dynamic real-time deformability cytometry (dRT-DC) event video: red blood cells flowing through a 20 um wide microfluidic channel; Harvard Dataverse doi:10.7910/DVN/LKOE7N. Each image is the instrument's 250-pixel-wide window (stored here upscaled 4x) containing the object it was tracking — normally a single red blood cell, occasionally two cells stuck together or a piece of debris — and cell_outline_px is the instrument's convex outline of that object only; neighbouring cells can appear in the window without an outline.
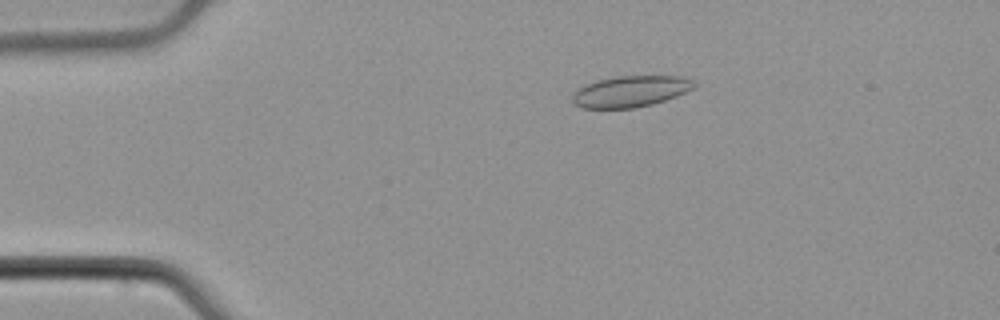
{"species": "common noctule bat (a hibernating species)", "species_latin": "Nyctalus noctula", "temperature_condition": "cold", "stored_images_in_passage": 54, "camera_frame_rate_fps": 3000, "um_per_image_px": 0.085, "animal": {"sex": "male", "body_mass_g": 21.5, "forearm_length_mm": 52.0}, "frame": {"image": 1, "passage_image": 11, "time_ms": 3.333, "image_size_px": [1000, 320], "cell_outline_px": [[696, 84], [692, 88], [676, 96], [652, 104], [632, 108], [580, 108], [572, 100], [572, 92], [596, 80], [616, 76], [684, 76], [692, 80]], "centroid_in_image_um": [53.57, 7.76], "position_along_channel_um": 31.4, "area_um2": 21.96}}
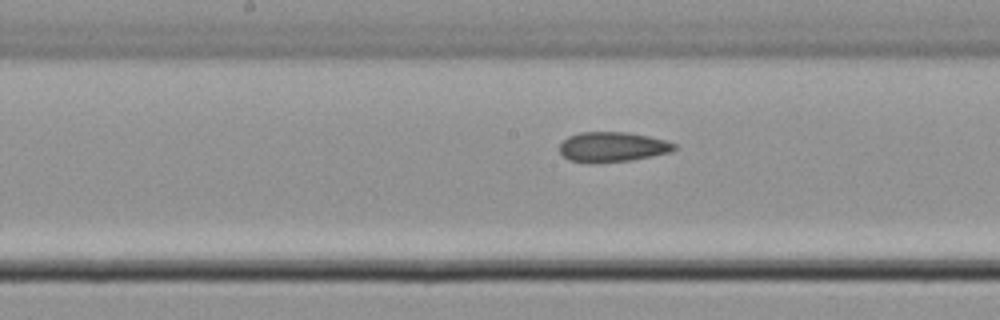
{"frame": {"image": 2, "passage_image": 28, "time_ms": 9.0, "image_size_px": [1000, 320], "cell_outline_px": [[676, 148], [672, 152], [632, 160], [568, 160], [560, 152], [560, 144], [568, 136], [580, 132], [628, 132], [648, 136], [664, 140], [676, 144]], "centroid_in_image_um": [52.11, 12.44], "position_along_channel_um": 196.1, "area_um2": 19.31}}
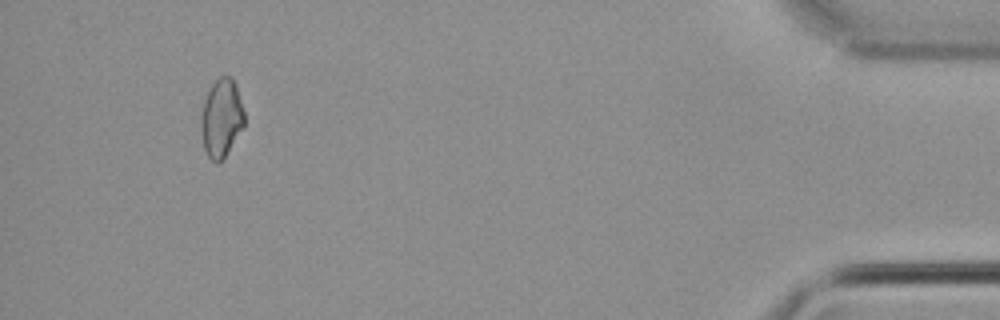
{"frame": {"image": 3, "passage_image": 51, "time_ms": 16.667, "image_size_px": [1000, 320], "cell_outline_px": [[244, 128], [224, 160], [216, 164], [208, 156], [204, 148], [200, 132], [200, 116], [204, 100], [208, 88], [220, 76], [232, 76], [236, 84], [244, 112]], "centroid_in_image_um": [18.81, 10.07], "position_along_channel_um": 416.4, "area_um2": 20.35}, "authors_computed_cell_mechanics": {"area_um2": 20.3456, "velocity_mm_per_s": 3.7976, "shape_relaxation_time_tau1_ms": null, "shape_relaxation_time_tau2_ms": 6.872, "deformation_change_tau1": null, "deformation_change_tau2": 0.1272}}